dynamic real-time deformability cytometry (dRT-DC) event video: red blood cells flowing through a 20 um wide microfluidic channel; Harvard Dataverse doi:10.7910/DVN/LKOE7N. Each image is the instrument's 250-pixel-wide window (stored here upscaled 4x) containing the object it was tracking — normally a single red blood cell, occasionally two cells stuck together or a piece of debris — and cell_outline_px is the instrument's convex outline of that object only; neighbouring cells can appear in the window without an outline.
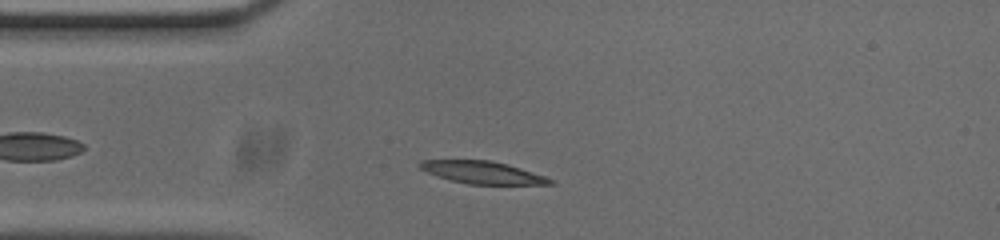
{"species": "common noctule bat (a hibernating species)", "species_latin": "Nyctalus noctula", "temperature_condition": "cold", "stored_images_in_passage": 46, "camera_frame_rate_fps": 3000, "um_per_image_px": 0.085, "animal": {"sex": "male", "body_mass_g": 20.0, "forearm_length_mm": 53.3}, "frame": {"image": 1, "passage_image": 5, "time_ms": 1.333, "image_size_px": [1000, 240], "cell_outline_px": [[556, 184], [468, 184], [452, 180], [428, 172], [420, 168], [416, 164], [424, 160], [488, 160], [504, 164], [544, 176], [556, 180]], "centroid_in_image_um": [41.01, 14.66], "position_along_channel_um": 44.0, "area_um2": 16.53}}
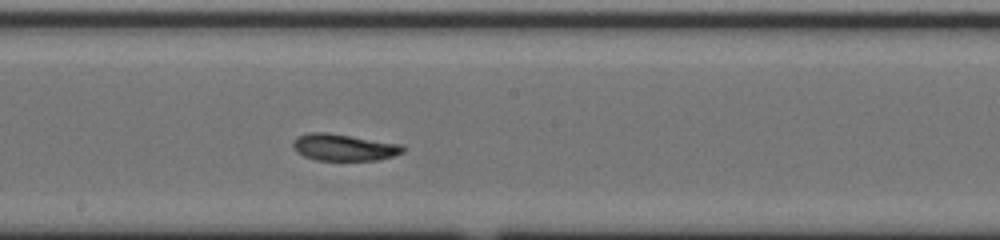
{"frame": {"image": 2, "passage_image": 20, "time_ms": 6.333, "image_size_px": [1000, 240], "cell_outline_px": [[404, 152], [392, 156], [376, 160], [316, 160], [304, 156], [296, 152], [292, 148], [292, 144], [296, 136], [308, 132], [328, 132], [404, 144]], "centroid_in_image_um": [29.21, 12.51], "position_along_channel_um": 219.0, "area_um2": 17.4}}
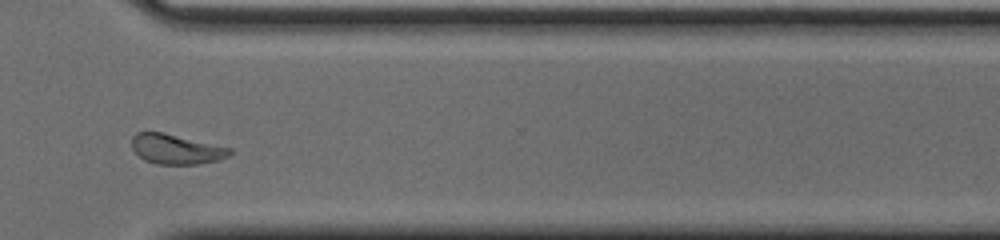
{"frame": {"image": 3, "passage_image": 31, "time_ms": 10.0, "image_size_px": [1000, 240], "cell_outline_px": [[232, 152], [228, 156], [220, 160], [196, 164], [156, 164], [144, 160], [132, 148], [132, 136], [136, 132], [164, 132], [232, 148]], "centroid_in_image_um": [14.98, 12.67], "position_along_channel_um": 355.6, "area_um2": 17.11}}